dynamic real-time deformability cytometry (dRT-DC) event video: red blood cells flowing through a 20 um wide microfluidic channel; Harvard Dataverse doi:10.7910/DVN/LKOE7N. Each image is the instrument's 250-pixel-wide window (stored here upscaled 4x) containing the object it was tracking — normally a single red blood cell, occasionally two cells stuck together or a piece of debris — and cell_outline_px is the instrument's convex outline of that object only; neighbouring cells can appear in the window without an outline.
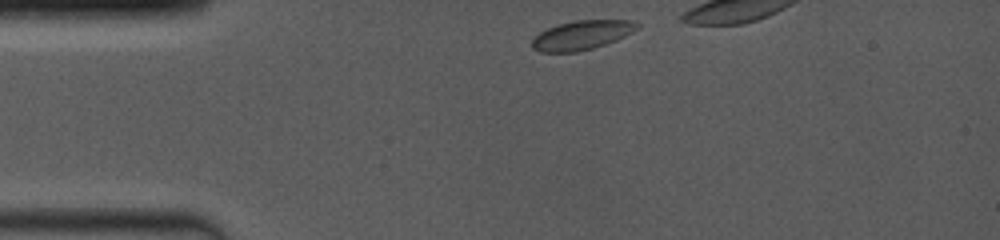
{"species": "common noctule bat (a hibernating species)", "species_latin": "Nyctalus noctula", "temperature_condition": "room temperature", "stored_images_in_passage": 13, "camera_frame_rate_fps": 4000, "um_per_image_px": 0.085, "animal": {"sex": "female", "body_mass_g": 19.0, "forearm_length_mm": 53.3}, "frame": {"image": 1, "passage_image": 1, "time_ms": 0.0, "image_size_px": [1000, 240], "cell_outline_px": [[640, 28], [616, 40], [592, 48], [576, 52], [540, 52], [532, 48], [532, 40], [540, 32], [548, 28], [572, 20], [628, 20], [640, 24]], "centroid_in_image_um": [49.46, 2.98], "position_along_channel_um": 35.5, "area_um2": 17.74}}
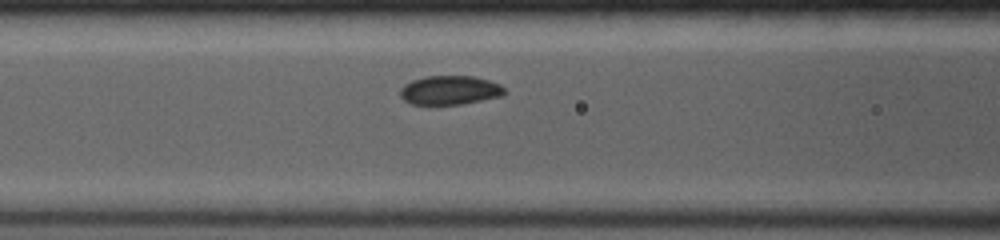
{"frame": {"image": 2, "passage_image": 11, "time_ms": 3.25, "image_size_px": [1000, 240], "cell_outline_px": [[508, 92], [500, 96], [460, 104], [412, 104], [404, 100], [400, 96], [400, 88], [404, 84], [412, 80], [428, 76], [472, 76], [488, 80], [500, 84]], "centroid_in_image_um": [38.22, 7.66], "position_along_channel_um": 128.4, "area_um2": 17.51}}